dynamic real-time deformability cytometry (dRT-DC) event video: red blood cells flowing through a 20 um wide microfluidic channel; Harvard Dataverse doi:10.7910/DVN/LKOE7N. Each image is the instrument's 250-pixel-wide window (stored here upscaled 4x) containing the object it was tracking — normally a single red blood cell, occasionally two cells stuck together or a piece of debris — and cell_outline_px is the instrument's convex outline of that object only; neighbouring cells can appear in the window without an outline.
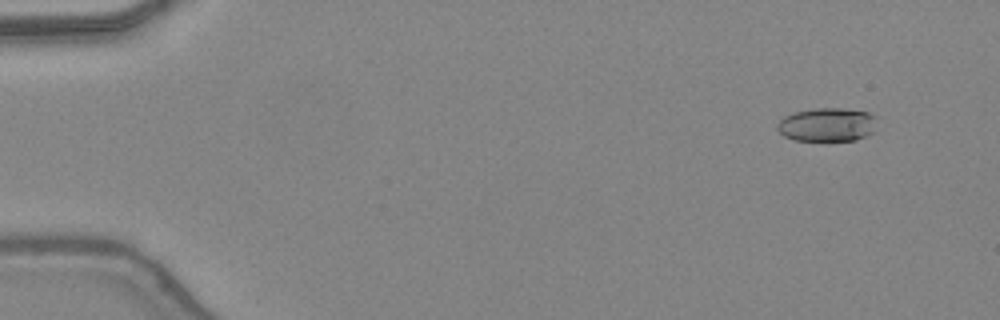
{"species": "common noctule bat (a hibernating species)", "species_latin": "Nyctalus noctula", "temperature_condition": "warm", "stored_images_in_passage": 48, "camera_frame_rate_fps": 3000, "um_per_image_px": 0.085, "animal": {"sex": "female", "body_mass_g": 24.6, "forearm_length_mm": 56.2}, "frame": {"image": 1, "passage_image": 5, "time_ms": 1.333, "image_size_px": [1000, 320], "cell_outline_px": [[876, 132], [868, 136], [856, 140], [792, 140], [784, 136], [776, 128], [776, 124], [784, 116], [792, 112], [816, 108], [844, 108], [868, 112], [876, 116]], "centroid_in_image_um": [70.34, 10.59], "position_along_channel_um": 14.7, "area_um2": 19.94}}
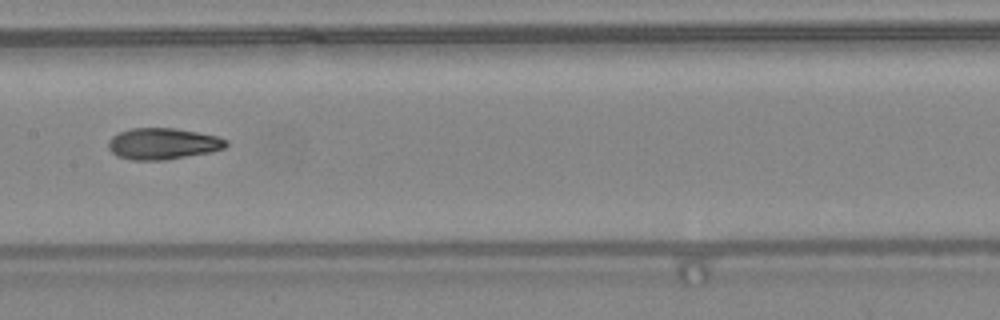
{"frame": {"image": 2, "passage_image": 26, "time_ms": 8.333, "image_size_px": [1000, 320], "cell_outline_px": [[228, 144], [224, 148], [212, 152], [164, 160], [132, 160], [116, 156], [108, 148], [108, 140], [112, 136], [120, 132], [132, 128], [176, 128], [216, 136], [228, 140]], "centroid_in_image_um": [13.83, 12.22], "position_along_channel_um": 193.6, "area_um2": 21.56}}
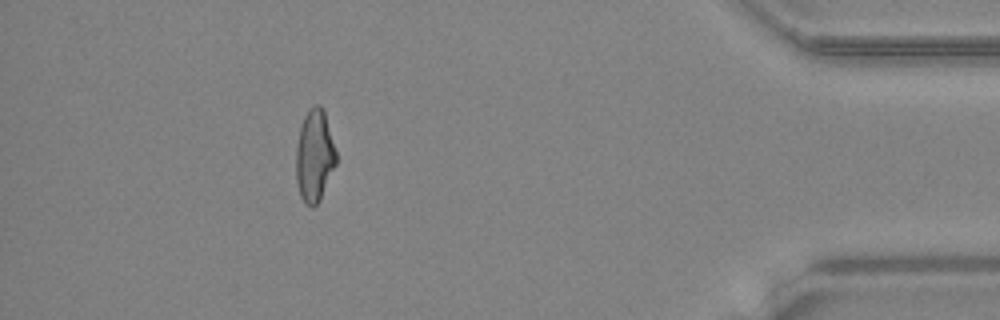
{"frame": {"image": 3, "passage_image": 44, "time_ms": 14.333, "image_size_px": [1000, 320], "cell_outline_px": [[336, 164], [320, 200], [312, 208], [304, 204], [300, 196], [296, 180], [296, 148], [300, 128], [304, 116], [316, 104], [320, 104], [324, 108], [336, 152]], "centroid_in_image_um": [26.73, 13.27], "position_along_channel_um": 408.5, "area_um2": 21.56}, "authors_computed_cell_mechanics": {"area_um2": 21.2704, "velocity_mm_per_s": 4.4318, "shape_relaxation_time_tau1_ms": 10.5256, "shape_relaxation_time_tau2_ms": 1.7969, "deformation_change_tau1": 0.29, "deformation_change_tau2": 0.0803}}